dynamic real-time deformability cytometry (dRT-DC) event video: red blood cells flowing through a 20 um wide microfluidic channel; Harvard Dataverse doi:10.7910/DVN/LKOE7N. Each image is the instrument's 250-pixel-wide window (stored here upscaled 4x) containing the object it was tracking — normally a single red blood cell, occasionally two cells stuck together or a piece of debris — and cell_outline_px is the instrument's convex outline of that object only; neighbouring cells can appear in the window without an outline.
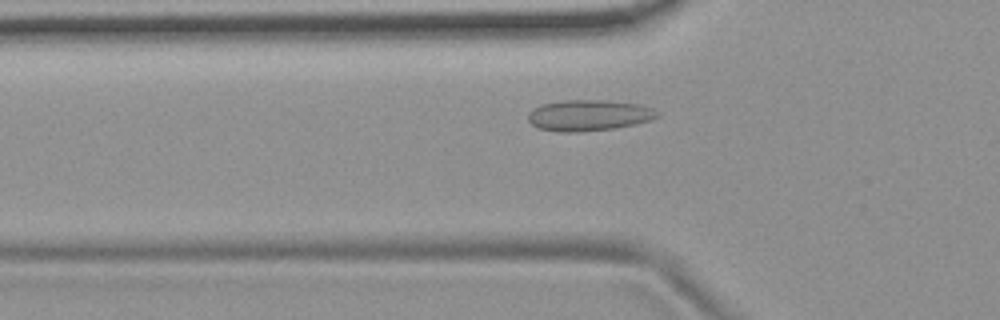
{"species": "common noctule bat (a hibernating species)", "species_latin": "Nyctalus noctula", "temperature_condition": "room temperature", "stored_images_in_passage": 47, "camera_frame_rate_fps": 3000, "um_per_image_px": 0.085, "animal": {"sex": "female", "body_mass_g": 19.9}, "frame": {"image": 1, "passage_image": 11, "time_ms": 3.333, "image_size_px": [1000, 320], "cell_outline_px": [[660, 116], [652, 120], [636, 124], [616, 128], [580, 132], [560, 132], [540, 128], [532, 124], [528, 120], [528, 112], [532, 108], [540, 104], [564, 100], [604, 100], [640, 104], [652, 108], [660, 112]], "centroid_in_image_um": [50.07, 9.8], "position_along_channel_um": 75.7, "area_um2": 23.64}}
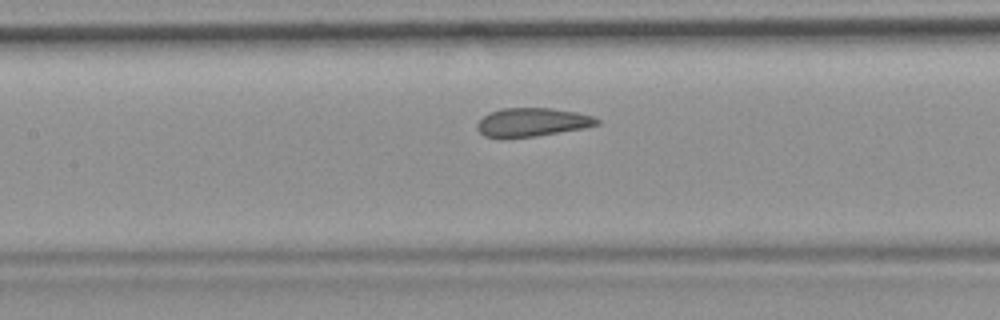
{"frame": {"image": 2, "passage_image": 18, "time_ms": 5.667, "image_size_px": [1000, 320], "cell_outline_px": [[600, 124], [584, 128], [536, 136], [484, 136], [476, 128], [476, 124], [488, 112], [500, 108], [552, 108], [576, 112], [592, 116], [600, 120]], "centroid_in_image_um": [45.25, 10.36], "position_along_channel_um": 162.1, "area_um2": 19.65}}
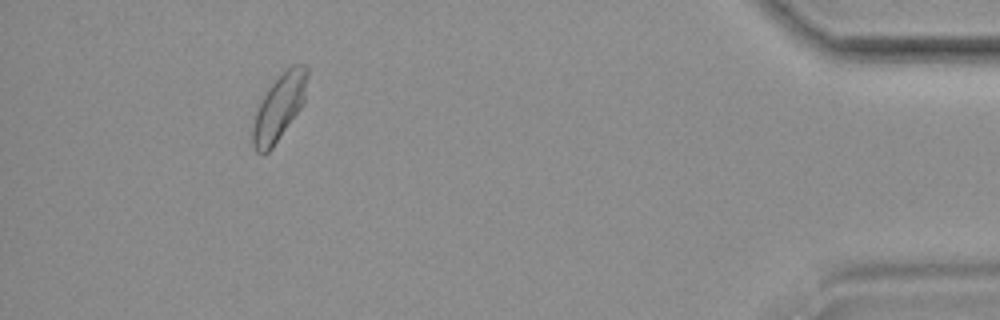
{"frame": {"image": 3, "passage_image": 43, "time_ms": 14.0, "image_size_px": [1000, 320], "cell_outline_px": [[308, 72], [304, 104], [272, 148], [264, 156], [260, 156], [252, 148], [252, 124], [260, 100], [264, 92], [292, 64], [304, 64], [308, 68]], "centroid_in_image_um": [23.7, 9.17], "position_along_channel_um": 411.5, "area_um2": 21.27}, "authors_computed_cell_mechanics": {"area_um2": 20.4612, "velocity_mm_per_s": 3.6904, "shape_relaxation_time_tau1_ms": null, "shape_relaxation_time_tau2_ms": 0.8156, "deformation_change_tau1": null, "deformation_change_tau2": 0.057}}